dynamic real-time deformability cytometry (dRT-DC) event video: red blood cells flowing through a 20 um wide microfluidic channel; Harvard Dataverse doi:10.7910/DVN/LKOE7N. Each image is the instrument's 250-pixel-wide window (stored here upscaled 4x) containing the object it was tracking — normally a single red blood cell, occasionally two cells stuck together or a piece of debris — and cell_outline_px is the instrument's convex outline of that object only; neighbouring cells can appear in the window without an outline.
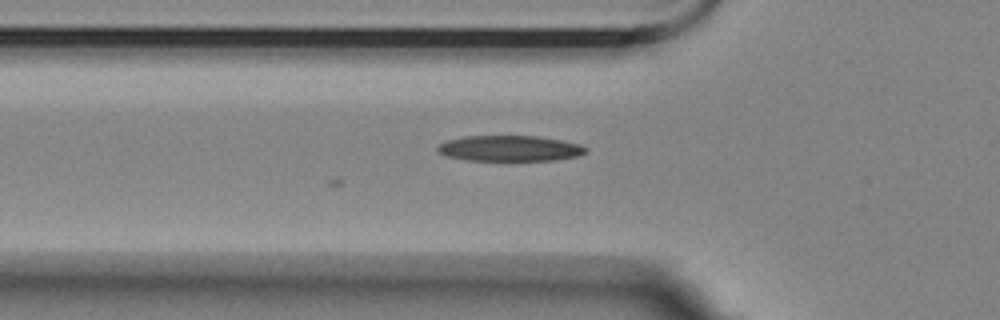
{"species": "Egyptian fruit bat (a non-hibernating species)", "species_latin": "Rousettus aegyptiacus", "temperature_condition": "room temperature", "stored_images_in_passage": 4, "camera_frame_rate_fps": 3000, "um_per_image_px": 0.085, "animal": {"sex": "female"}, "frame": {"image": 1, "passage_image": 4, "time_ms": 1.0, "image_size_px": [1000, 320], "cell_outline_px": [[588, 152], [576, 156], [556, 160], [468, 160], [448, 156], [436, 152], [436, 148], [440, 144], [448, 140], [464, 136], [536, 136], [560, 140], [580, 144], [588, 148]], "centroid_in_image_um": [43.33, 12.61], "position_along_channel_um": 82.5, "area_um2": 22.08}}